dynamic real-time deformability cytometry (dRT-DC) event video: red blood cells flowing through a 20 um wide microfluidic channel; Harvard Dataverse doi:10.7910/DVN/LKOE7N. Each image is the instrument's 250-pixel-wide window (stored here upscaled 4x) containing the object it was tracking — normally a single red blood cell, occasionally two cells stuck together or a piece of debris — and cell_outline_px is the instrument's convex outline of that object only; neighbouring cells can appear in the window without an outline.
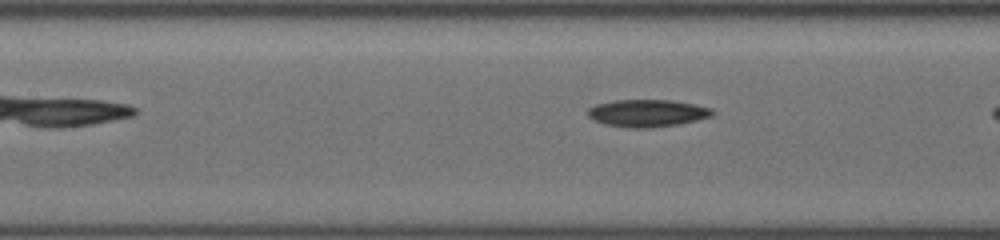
{"species": "common noctule bat (a hibernating species)", "species_latin": "Nyctalus noctula", "temperature_condition": "cold", "stored_images_in_passage": 11, "camera_frame_rate_fps": 3000, "um_per_image_px": 0.085, "animal": {"sex": "female", "body_mass_g": 19.5, "forearm_length_mm": 54.1}, "frame": {"image": 1, "passage_image": 11, "time_ms": 4.333, "image_size_px": [1000, 240], "cell_outline_px": [[716, 112], [712, 116], [696, 120], [676, 124], [644, 128], [632, 128], [608, 124], [596, 120], [588, 116], [588, 108], [596, 104], [616, 100], [672, 100], [712, 108]], "centroid_in_image_um": [55.05, 9.6], "position_along_channel_um": 152.4, "area_um2": 19.48}}